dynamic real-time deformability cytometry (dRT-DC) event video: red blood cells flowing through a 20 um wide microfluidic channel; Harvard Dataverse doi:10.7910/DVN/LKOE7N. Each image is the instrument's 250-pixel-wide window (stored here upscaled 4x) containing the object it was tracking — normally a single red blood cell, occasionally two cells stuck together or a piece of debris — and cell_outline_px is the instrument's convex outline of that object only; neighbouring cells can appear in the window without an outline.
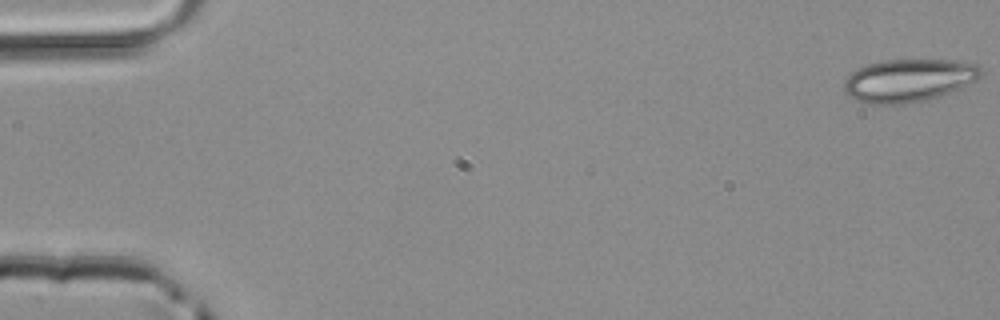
{"species": "common noctule bat (a hibernating species)", "species_latin": "Nyctalus noctula", "temperature_condition": "room temperature", "stored_images_in_passage": 50, "camera_frame_rate_fps": 3000, "um_per_image_px": 0.085, "animal": {"sex": "male", "body_mass_g": 20.4}, "frame": {"image": 1, "passage_image": 1, "time_ms": 0.0, "image_size_px": [1000, 320], "cell_outline_px": [[984, 72], [976, 80], [960, 88], [940, 96], [924, 100], [904, 104], [868, 104], [856, 100], [848, 96], [844, 92], [844, 80], [852, 72], [868, 64], [884, 60], [960, 60], [980, 64]], "centroid_in_image_um": [77.27, 6.83], "position_along_channel_um": 7.7, "area_um2": 34.45}}
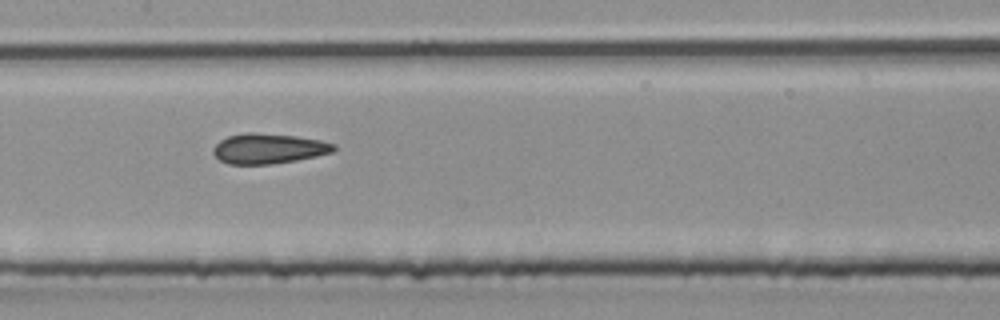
{"frame": {"image": 2, "passage_image": 25, "time_ms": 8.0, "image_size_px": [1000, 320], "cell_outline_px": [[336, 148], [332, 152], [316, 156], [296, 160], [272, 164], [228, 164], [220, 160], [212, 152], [212, 148], [220, 140], [228, 136], [248, 132], [252, 132], [296, 136], [320, 140], [336, 144]], "centroid_in_image_um": [22.81, 12.63], "position_along_channel_um": 184.6, "area_um2": 21.15}}
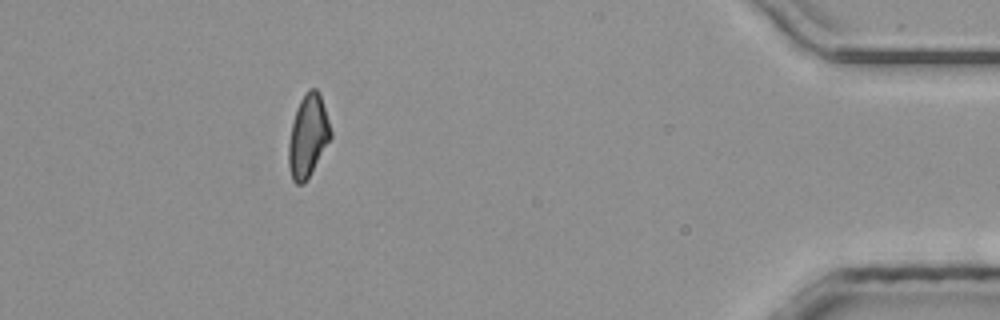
{"frame": {"image": 3, "passage_image": 45, "time_ms": 14.667, "image_size_px": [1000, 320], "cell_outline_px": [[332, 136], [304, 184], [296, 184], [292, 180], [288, 164], [288, 144], [292, 124], [296, 108], [304, 92], [308, 88], [316, 88], [320, 92], [332, 132]], "centroid_in_image_um": [26.17, 11.52], "position_along_channel_um": 409.0, "area_um2": 20.23}}